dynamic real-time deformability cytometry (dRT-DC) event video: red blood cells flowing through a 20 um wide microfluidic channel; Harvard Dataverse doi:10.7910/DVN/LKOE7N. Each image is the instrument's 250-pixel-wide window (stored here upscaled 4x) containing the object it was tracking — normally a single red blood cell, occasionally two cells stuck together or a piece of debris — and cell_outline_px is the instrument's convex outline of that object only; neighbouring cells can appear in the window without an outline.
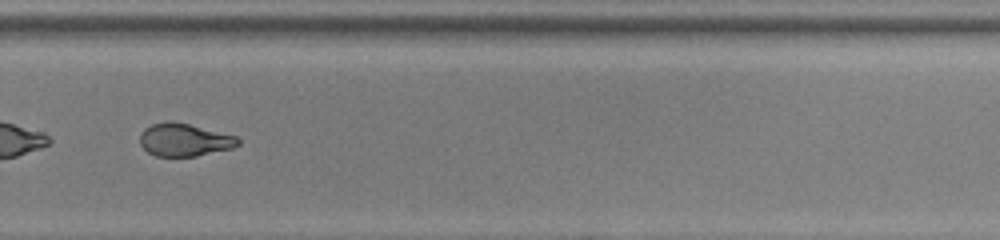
{"species": "common noctule bat (a hibernating species)", "species_latin": "Nyctalus noctula", "temperature_condition": "room temperature", "stored_images_in_passage": 34, "camera_frame_rate_fps": 3000, "um_per_image_px": 0.085, "animal": {"sex": "female", "body_mass_g": 22.0, "forearm_length_mm": 56.7}, "frame": {"image": 1, "passage_image": 20, "time_ms": 6.333, "image_size_px": [1000, 240], "cell_outline_px": [[240, 144], [232, 148], [196, 156], [156, 156], [148, 152], [140, 144], [140, 132], [144, 128], [152, 124], [168, 120], [188, 124], [236, 136], [240, 140]], "centroid_in_image_um": [15.64, 11.88], "position_along_channel_um": 314.2, "area_um2": 18.67}, "authors_computed_cell_mechanics": {"area_um2": 19.6809, "velocity_mm_per_s": 3.9033, "shape_relaxation_time_tau1_ms": null, "shape_relaxation_time_tau2_ms": 1.3441, "deformation_change_tau1": null, "deformation_change_tau2": 0.0668}}